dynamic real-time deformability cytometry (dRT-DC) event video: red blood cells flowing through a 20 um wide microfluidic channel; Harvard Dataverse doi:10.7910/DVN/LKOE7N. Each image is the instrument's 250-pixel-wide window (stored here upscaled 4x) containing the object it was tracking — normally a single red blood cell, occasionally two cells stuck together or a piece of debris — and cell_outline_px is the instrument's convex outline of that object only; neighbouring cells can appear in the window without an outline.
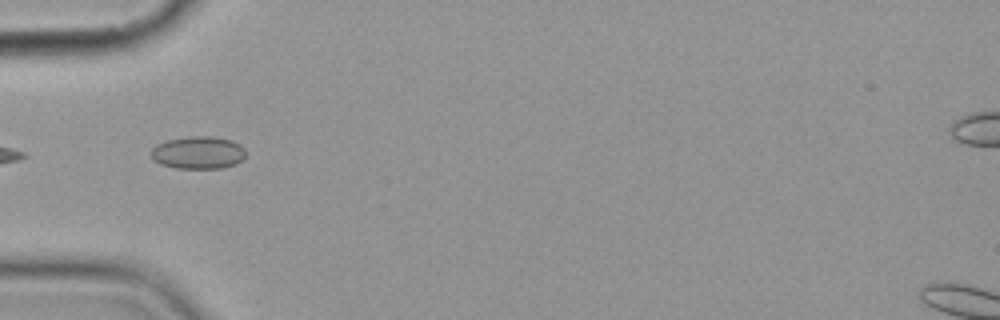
{"species": "common noctule bat (a hibernating species)", "species_latin": "Nyctalus noctula", "temperature_condition": "cold", "stored_images_in_passage": 6, "camera_frame_rate_fps": 3000, "um_per_image_px": 0.085, "animal": {"sex": "female", "body_mass_g": 19.9}, "frame": {"image": 1, "passage_image": 6, "time_ms": 5.667, "image_size_px": [1000, 320], "cell_outline_px": [[244, 156], [236, 164], [220, 168], [176, 168], [160, 164], [152, 160], [148, 152], [156, 144], [168, 140], [188, 136], [208, 136], [232, 140], [240, 144], [244, 148]], "centroid_in_image_um": [16.78, 12.97], "position_along_channel_um": 68.2, "area_um2": 18.09}}